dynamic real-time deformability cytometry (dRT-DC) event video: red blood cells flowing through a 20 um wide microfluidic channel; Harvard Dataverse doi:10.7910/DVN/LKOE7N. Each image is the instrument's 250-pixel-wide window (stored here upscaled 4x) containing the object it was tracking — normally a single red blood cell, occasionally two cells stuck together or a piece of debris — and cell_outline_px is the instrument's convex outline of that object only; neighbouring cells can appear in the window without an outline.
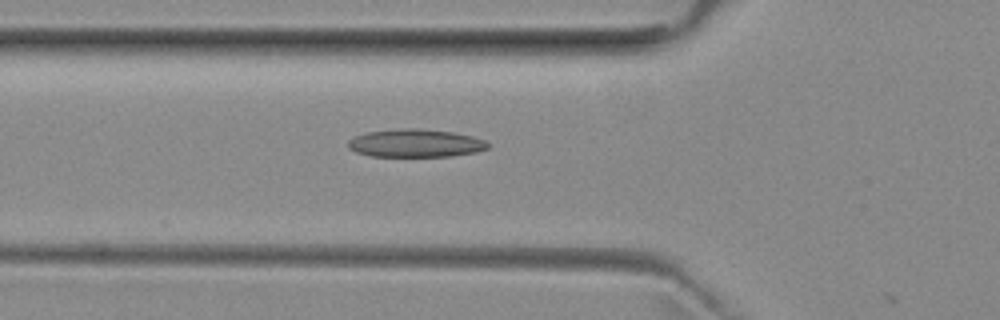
{"species": "common noctule bat (a hibernating species)", "species_latin": "Nyctalus noctula", "temperature_condition": "room temperature", "stored_images_in_passage": 19, "camera_frame_rate_fps": 3000, "um_per_image_px": 0.085, "animal": {"sex": "female", "body_mass_g": 29.2, "forearm_length_mm": 56.3}, "frame": {"image": 1, "passage_image": 18, "time_ms": 5.667, "image_size_px": [1000, 320], "cell_outline_px": [[488, 148], [476, 152], [452, 156], [372, 156], [356, 152], [348, 148], [348, 140], [356, 136], [368, 132], [400, 128], [416, 128], [452, 132], [472, 136], [484, 140], [488, 144]], "centroid_in_image_um": [35.31, 12.17], "position_along_channel_um": 90.5, "area_um2": 22.66}}